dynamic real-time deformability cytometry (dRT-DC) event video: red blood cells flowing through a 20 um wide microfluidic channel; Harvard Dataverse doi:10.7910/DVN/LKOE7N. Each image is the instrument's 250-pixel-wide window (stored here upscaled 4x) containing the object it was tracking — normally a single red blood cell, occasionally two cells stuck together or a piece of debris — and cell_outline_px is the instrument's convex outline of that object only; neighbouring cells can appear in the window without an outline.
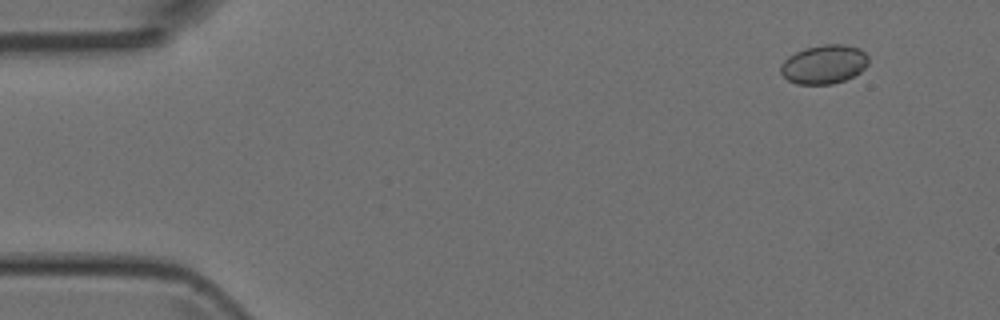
{"species": "Egyptian fruit bat (a non-hibernating species)", "species_latin": "Rousettus aegyptiacus", "temperature_condition": "room temperature", "stored_images_in_passage": 5, "camera_frame_rate_fps": 3000, "um_per_image_px": 0.085, "animal": {"sex": "female"}, "frame": {"image": 1, "passage_image": 2, "time_ms": 1.333, "image_size_px": [1000, 320], "cell_outline_px": [[868, 64], [860, 72], [844, 80], [832, 84], [796, 84], [788, 80], [780, 72], [780, 64], [788, 56], [804, 48], [824, 44], [844, 44], [860, 48], [868, 56]], "centroid_in_image_um": [70.03, 5.46], "position_along_channel_um": 15.0, "area_um2": 20.0}}
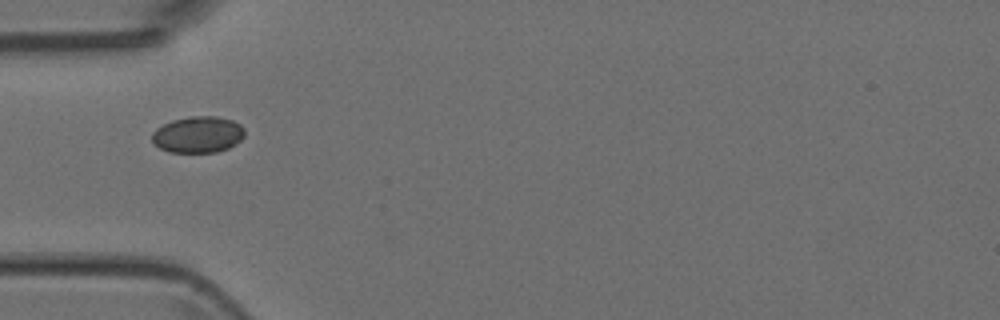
{"frame": {"image": 2, "passage_image": 5, "time_ms": 5.333, "image_size_px": [1000, 320], "cell_outline_px": [[244, 136], [236, 144], [228, 148], [216, 152], [168, 152], [160, 148], [152, 140], [152, 132], [156, 128], [172, 120], [188, 116], [216, 116], [232, 120], [240, 124], [244, 128]], "centroid_in_image_um": [16.83, 11.43], "position_along_channel_um": 68.2, "area_um2": 19.71}}